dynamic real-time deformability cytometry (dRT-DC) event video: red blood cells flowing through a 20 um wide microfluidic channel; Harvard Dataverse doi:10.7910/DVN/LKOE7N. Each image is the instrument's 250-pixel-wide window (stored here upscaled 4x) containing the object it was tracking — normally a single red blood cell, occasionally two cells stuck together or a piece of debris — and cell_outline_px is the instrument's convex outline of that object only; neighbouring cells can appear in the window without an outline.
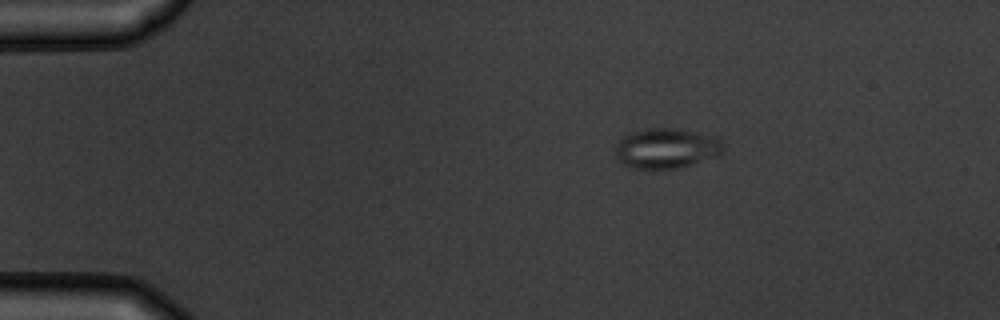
{"species": "common noctule bat (a hibernating species)", "species_latin": "Nyctalus noctula", "temperature_condition": "warm", "stored_images_in_passage": 3, "camera_frame_rate_fps": 3000, "um_per_image_px": 0.085, "animal": {"sex": "male", "body_mass_g": 19.5, "forearm_length_mm": 54.6}, "frame": {"image": 1, "passage_image": 1, "time_ms": 0.0, "image_size_px": [1000, 320], "cell_outline_px": [[724, 148], [716, 156], [676, 168], [632, 168], [624, 164], [616, 156], [616, 144], [628, 132], [648, 128], [676, 128], [716, 136], [724, 140]], "centroid_in_image_um": [56.65, 12.57], "position_along_channel_um": 28.4, "area_um2": 25.09}}